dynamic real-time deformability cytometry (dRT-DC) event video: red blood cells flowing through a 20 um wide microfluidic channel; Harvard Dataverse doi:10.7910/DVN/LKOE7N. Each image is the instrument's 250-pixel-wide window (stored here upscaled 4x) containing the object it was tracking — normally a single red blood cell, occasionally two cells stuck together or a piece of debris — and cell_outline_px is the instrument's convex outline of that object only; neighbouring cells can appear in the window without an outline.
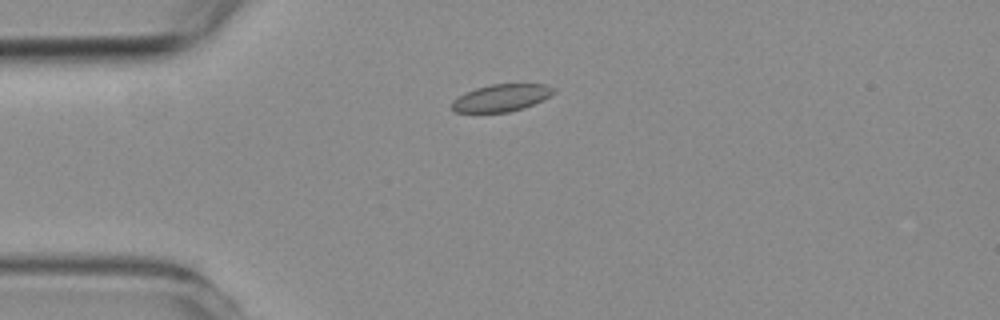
{"species": "common noctule bat (a hibernating species)", "species_latin": "Nyctalus noctula", "temperature_condition": "room temperature", "stored_images_in_passage": 8, "camera_frame_rate_fps": 3000, "um_per_image_px": 0.085, "animal": {"sex": "female", "body_mass_g": 19.3, "forearm_length_mm": 54.1}, "frame": {"image": 1, "passage_image": 4, "time_ms": 3.667, "image_size_px": [1000, 320], "cell_outline_px": [[556, 92], [544, 100], [524, 108], [508, 112], [456, 112], [452, 108], [452, 100], [464, 92], [476, 88], [492, 84], [548, 84], [556, 88]], "centroid_in_image_um": [42.66, 8.31], "position_along_channel_um": 42.3, "area_um2": 16.3}}
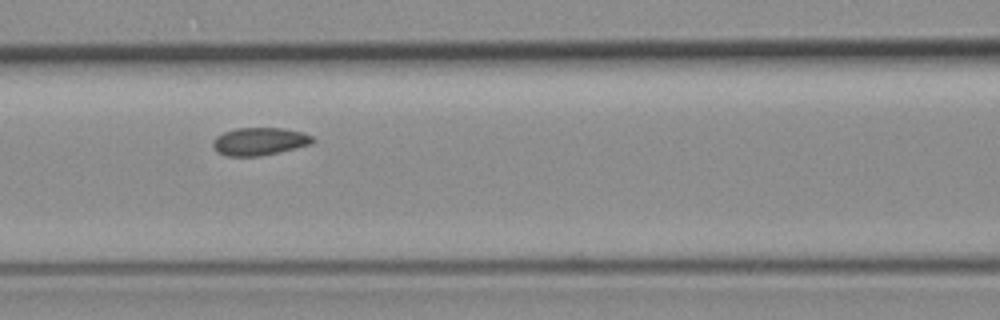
{"frame": {"image": 2, "passage_image": 7, "time_ms": 7.0, "image_size_px": [1000, 320], "cell_outline_px": [[316, 140], [312, 144], [260, 156], [228, 156], [220, 152], [212, 144], [212, 140], [216, 136], [224, 132], [236, 128], [284, 128], [304, 132], [312, 136]], "centroid_in_image_um": [22.09, 12.0], "position_along_channel_um": 144.5, "area_um2": 16.07}}
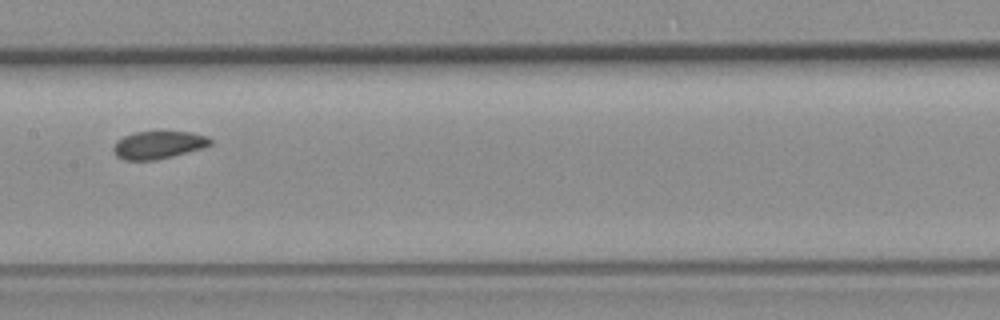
{"frame": {"image": 3, "passage_image": 8, "time_ms": 8.333, "image_size_px": [1000, 320], "cell_outline_px": [[212, 144], [204, 148], [156, 160], [124, 160], [116, 156], [112, 148], [116, 140], [124, 136], [136, 132], [192, 132], [208, 136], [212, 140]], "centroid_in_image_um": [13.47, 12.32], "position_along_channel_um": 193.9, "area_um2": 15.72}}